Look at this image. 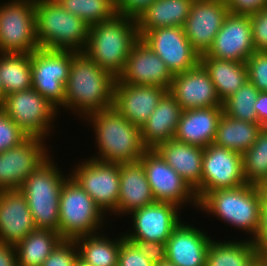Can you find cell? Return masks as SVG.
<instances>
[{"label": "cell", "mask_w": 267, "mask_h": 266, "mask_svg": "<svg viewBox=\"0 0 267 266\" xmlns=\"http://www.w3.org/2000/svg\"><path fill=\"white\" fill-rule=\"evenodd\" d=\"M183 222L166 241V260L175 266H205L212 239L201 228Z\"/></svg>", "instance_id": "cell-22"}, {"label": "cell", "mask_w": 267, "mask_h": 266, "mask_svg": "<svg viewBox=\"0 0 267 266\" xmlns=\"http://www.w3.org/2000/svg\"><path fill=\"white\" fill-rule=\"evenodd\" d=\"M173 76L164 61L139 39L133 45L117 80L125 84L158 86L169 90Z\"/></svg>", "instance_id": "cell-19"}, {"label": "cell", "mask_w": 267, "mask_h": 266, "mask_svg": "<svg viewBox=\"0 0 267 266\" xmlns=\"http://www.w3.org/2000/svg\"><path fill=\"white\" fill-rule=\"evenodd\" d=\"M27 138L26 133L0 109V153L19 145Z\"/></svg>", "instance_id": "cell-40"}, {"label": "cell", "mask_w": 267, "mask_h": 266, "mask_svg": "<svg viewBox=\"0 0 267 266\" xmlns=\"http://www.w3.org/2000/svg\"><path fill=\"white\" fill-rule=\"evenodd\" d=\"M155 150L195 191L201 192L202 159L204 148L170 139Z\"/></svg>", "instance_id": "cell-26"}, {"label": "cell", "mask_w": 267, "mask_h": 266, "mask_svg": "<svg viewBox=\"0 0 267 266\" xmlns=\"http://www.w3.org/2000/svg\"><path fill=\"white\" fill-rule=\"evenodd\" d=\"M139 39L136 18L116 14L112 19L90 26L83 53L117 79Z\"/></svg>", "instance_id": "cell-3"}, {"label": "cell", "mask_w": 267, "mask_h": 266, "mask_svg": "<svg viewBox=\"0 0 267 266\" xmlns=\"http://www.w3.org/2000/svg\"><path fill=\"white\" fill-rule=\"evenodd\" d=\"M246 184L242 155L214 143L204 148L202 159L201 192L198 201L217 189L236 188Z\"/></svg>", "instance_id": "cell-14"}, {"label": "cell", "mask_w": 267, "mask_h": 266, "mask_svg": "<svg viewBox=\"0 0 267 266\" xmlns=\"http://www.w3.org/2000/svg\"><path fill=\"white\" fill-rule=\"evenodd\" d=\"M119 176L118 204L113 215L120 218L155 202L140 161L119 164Z\"/></svg>", "instance_id": "cell-24"}, {"label": "cell", "mask_w": 267, "mask_h": 266, "mask_svg": "<svg viewBox=\"0 0 267 266\" xmlns=\"http://www.w3.org/2000/svg\"><path fill=\"white\" fill-rule=\"evenodd\" d=\"M116 78L85 53L76 52L65 85L64 109L84 119L87 115L113 107Z\"/></svg>", "instance_id": "cell-1"}, {"label": "cell", "mask_w": 267, "mask_h": 266, "mask_svg": "<svg viewBox=\"0 0 267 266\" xmlns=\"http://www.w3.org/2000/svg\"><path fill=\"white\" fill-rule=\"evenodd\" d=\"M223 107H206L183 110L174 139L202 148L214 143L217 125Z\"/></svg>", "instance_id": "cell-25"}, {"label": "cell", "mask_w": 267, "mask_h": 266, "mask_svg": "<svg viewBox=\"0 0 267 266\" xmlns=\"http://www.w3.org/2000/svg\"><path fill=\"white\" fill-rule=\"evenodd\" d=\"M154 0H115L118 14L136 18Z\"/></svg>", "instance_id": "cell-45"}, {"label": "cell", "mask_w": 267, "mask_h": 266, "mask_svg": "<svg viewBox=\"0 0 267 266\" xmlns=\"http://www.w3.org/2000/svg\"><path fill=\"white\" fill-rule=\"evenodd\" d=\"M0 80L4 96L31 89V54L0 53Z\"/></svg>", "instance_id": "cell-33"}, {"label": "cell", "mask_w": 267, "mask_h": 266, "mask_svg": "<svg viewBox=\"0 0 267 266\" xmlns=\"http://www.w3.org/2000/svg\"><path fill=\"white\" fill-rule=\"evenodd\" d=\"M118 266H155L127 239L121 241Z\"/></svg>", "instance_id": "cell-42"}, {"label": "cell", "mask_w": 267, "mask_h": 266, "mask_svg": "<svg viewBox=\"0 0 267 266\" xmlns=\"http://www.w3.org/2000/svg\"><path fill=\"white\" fill-rule=\"evenodd\" d=\"M62 240L58 232L36 228L15 245L17 266H41Z\"/></svg>", "instance_id": "cell-32"}, {"label": "cell", "mask_w": 267, "mask_h": 266, "mask_svg": "<svg viewBox=\"0 0 267 266\" xmlns=\"http://www.w3.org/2000/svg\"><path fill=\"white\" fill-rule=\"evenodd\" d=\"M155 266H175V265L172 264L171 262H169L168 260H164V261L156 264Z\"/></svg>", "instance_id": "cell-52"}, {"label": "cell", "mask_w": 267, "mask_h": 266, "mask_svg": "<svg viewBox=\"0 0 267 266\" xmlns=\"http://www.w3.org/2000/svg\"><path fill=\"white\" fill-rule=\"evenodd\" d=\"M39 48L83 52L90 26L63 9L56 0H35Z\"/></svg>", "instance_id": "cell-5"}, {"label": "cell", "mask_w": 267, "mask_h": 266, "mask_svg": "<svg viewBox=\"0 0 267 266\" xmlns=\"http://www.w3.org/2000/svg\"><path fill=\"white\" fill-rule=\"evenodd\" d=\"M209 244L205 266H246L256 257V246L248 239H233Z\"/></svg>", "instance_id": "cell-34"}, {"label": "cell", "mask_w": 267, "mask_h": 266, "mask_svg": "<svg viewBox=\"0 0 267 266\" xmlns=\"http://www.w3.org/2000/svg\"><path fill=\"white\" fill-rule=\"evenodd\" d=\"M4 92H3V89H2V87H1V80H0V107H1V105H2V103H3V101H4Z\"/></svg>", "instance_id": "cell-53"}, {"label": "cell", "mask_w": 267, "mask_h": 266, "mask_svg": "<svg viewBox=\"0 0 267 266\" xmlns=\"http://www.w3.org/2000/svg\"><path fill=\"white\" fill-rule=\"evenodd\" d=\"M242 165L247 184H267V128H261L256 142L242 154Z\"/></svg>", "instance_id": "cell-35"}, {"label": "cell", "mask_w": 267, "mask_h": 266, "mask_svg": "<svg viewBox=\"0 0 267 266\" xmlns=\"http://www.w3.org/2000/svg\"><path fill=\"white\" fill-rule=\"evenodd\" d=\"M246 266H263L260 259L256 256L250 263H248Z\"/></svg>", "instance_id": "cell-51"}, {"label": "cell", "mask_w": 267, "mask_h": 266, "mask_svg": "<svg viewBox=\"0 0 267 266\" xmlns=\"http://www.w3.org/2000/svg\"><path fill=\"white\" fill-rule=\"evenodd\" d=\"M0 266H17L15 245L0 242Z\"/></svg>", "instance_id": "cell-46"}, {"label": "cell", "mask_w": 267, "mask_h": 266, "mask_svg": "<svg viewBox=\"0 0 267 266\" xmlns=\"http://www.w3.org/2000/svg\"><path fill=\"white\" fill-rule=\"evenodd\" d=\"M200 63L207 70L216 93L223 102L248 81L246 63L200 55Z\"/></svg>", "instance_id": "cell-29"}, {"label": "cell", "mask_w": 267, "mask_h": 266, "mask_svg": "<svg viewBox=\"0 0 267 266\" xmlns=\"http://www.w3.org/2000/svg\"><path fill=\"white\" fill-rule=\"evenodd\" d=\"M256 256L260 259L263 266H267V245H255Z\"/></svg>", "instance_id": "cell-49"}, {"label": "cell", "mask_w": 267, "mask_h": 266, "mask_svg": "<svg viewBox=\"0 0 267 266\" xmlns=\"http://www.w3.org/2000/svg\"><path fill=\"white\" fill-rule=\"evenodd\" d=\"M261 128L258 122L237 120L222 113L214 144L242 155L256 142Z\"/></svg>", "instance_id": "cell-30"}, {"label": "cell", "mask_w": 267, "mask_h": 266, "mask_svg": "<svg viewBox=\"0 0 267 266\" xmlns=\"http://www.w3.org/2000/svg\"><path fill=\"white\" fill-rule=\"evenodd\" d=\"M128 241L132 242L155 265L166 260V243L144 240Z\"/></svg>", "instance_id": "cell-43"}, {"label": "cell", "mask_w": 267, "mask_h": 266, "mask_svg": "<svg viewBox=\"0 0 267 266\" xmlns=\"http://www.w3.org/2000/svg\"><path fill=\"white\" fill-rule=\"evenodd\" d=\"M254 108L257 113L258 123L262 128H267V92H259Z\"/></svg>", "instance_id": "cell-47"}, {"label": "cell", "mask_w": 267, "mask_h": 266, "mask_svg": "<svg viewBox=\"0 0 267 266\" xmlns=\"http://www.w3.org/2000/svg\"><path fill=\"white\" fill-rule=\"evenodd\" d=\"M198 209L250 234L247 238L250 241H254L259 232L262 201L258 186L246 183L236 188L207 192L198 201Z\"/></svg>", "instance_id": "cell-4"}, {"label": "cell", "mask_w": 267, "mask_h": 266, "mask_svg": "<svg viewBox=\"0 0 267 266\" xmlns=\"http://www.w3.org/2000/svg\"><path fill=\"white\" fill-rule=\"evenodd\" d=\"M68 13L89 26L112 19L117 13L115 0H56Z\"/></svg>", "instance_id": "cell-36"}, {"label": "cell", "mask_w": 267, "mask_h": 266, "mask_svg": "<svg viewBox=\"0 0 267 266\" xmlns=\"http://www.w3.org/2000/svg\"><path fill=\"white\" fill-rule=\"evenodd\" d=\"M180 207L167 202H154L131 212L133 231L123 232L127 240L166 243L173 230L183 220Z\"/></svg>", "instance_id": "cell-16"}, {"label": "cell", "mask_w": 267, "mask_h": 266, "mask_svg": "<svg viewBox=\"0 0 267 266\" xmlns=\"http://www.w3.org/2000/svg\"><path fill=\"white\" fill-rule=\"evenodd\" d=\"M193 0H154L137 17L138 34L160 27L184 26Z\"/></svg>", "instance_id": "cell-28"}, {"label": "cell", "mask_w": 267, "mask_h": 266, "mask_svg": "<svg viewBox=\"0 0 267 266\" xmlns=\"http://www.w3.org/2000/svg\"><path fill=\"white\" fill-rule=\"evenodd\" d=\"M0 4V53L31 54L39 49L35 0H8Z\"/></svg>", "instance_id": "cell-9"}, {"label": "cell", "mask_w": 267, "mask_h": 266, "mask_svg": "<svg viewBox=\"0 0 267 266\" xmlns=\"http://www.w3.org/2000/svg\"><path fill=\"white\" fill-rule=\"evenodd\" d=\"M245 63L248 81L260 92H267V53L255 51Z\"/></svg>", "instance_id": "cell-38"}, {"label": "cell", "mask_w": 267, "mask_h": 266, "mask_svg": "<svg viewBox=\"0 0 267 266\" xmlns=\"http://www.w3.org/2000/svg\"><path fill=\"white\" fill-rule=\"evenodd\" d=\"M79 250L74 240H62L41 266H75Z\"/></svg>", "instance_id": "cell-39"}, {"label": "cell", "mask_w": 267, "mask_h": 266, "mask_svg": "<svg viewBox=\"0 0 267 266\" xmlns=\"http://www.w3.org/2000/svg\"><path fill=\"white\" fill-rule=\"evenodd\" d=\"M73 166L70 175L94 200L105 215L114 214L119 196V164L107 163L93 158Z\"/></svg>", "instance_id": "cell-12"}, {"label": "cell", "mask_w": 267, "mask_h": 266, "mask_svg": "<svg viewBox=\"0 0 267 266\" xmlns=\"http://www.w3.org/2000/svg\"><path fill=\"white\" fill-rule=\"evenodd\" d=\"M140 39L164 61L173 75L188 71L200 62V55L192 48L182 27L148 30Z\"/></svg>", "instance_id": "cell-15"}, {"label": "cell", "mask_w": 267, "mask_h": 266, "mask_svg": "<svg viewBox=\"0 0 267 266\" xmlns=\"http://www.w3.org/2000/svg\"><path fill=\"white\" fill-rule=\"evenodd\" d=\"M104 233L105 230L75 239L79 258L92 266H118L119 251L124 234L111 239L108 234L104 235Z\"/></svg>", "instance_id": "cell-31"}, {"label": "cell", "mask_w": 267, "mask_h": 266, "mask_svg": "<svg viewBox=\"0 0 267 266\" xmlns=\"http://www.w3.org/2000/svg\"><path fill=\"white\" fill-rule=\"evenodd\" d=\"M75 266H92V265H89L87 263H85L83 260H81L80 258L76 261V264Z\"/></svg>", "instance_id": "cell-54"}, {"label": "cell", "mask_w": 267, "mask_h": 266, "mask_svg": "<svg viewBox=\"0 0 267 266\" xmlns=\"http://www.w3.org/2000/svg\"><path fill=\"white\" fill-rule=\"evenodd\" d=\"M182 111L181 106L167 91L140 129L143 145L147 149H155L159 144L173 139Z\"/></svg>", "instance_id": "cell-27"}, {"label": "cell", "mask_w": 267, "mask_h": 266, "mask_svg": "<svg viewBox=\"0 0 267 266\" xmlns=\"http://www.w3.org/2000/svg\"><path fill=\"white\" fill-rule=\"evenodd\" d=\"M254 52L250 16L229 12L205 54L217 59L245 63Z\"/></svg>", "instance_id": "cell-18"}, {"label": "cell", "mask_w": 267, "mask_h": 266, "mask_svg": "<svg viewBox=\"0 0 267 266\" xmlns=\"http://www.w3.org/2000/svg\"><path fill=\"white\" fill-rule=\"evenodd\" d=\"M0 109L28 137L44 140L54 131V121L59 116L58 110L34 88L8 94L4 97Z\"/></svg>", "instance_id": "cell-8"}, {"label": "cell", "mask_w": 267, "mask_h": 266, "mask_svg": "<svg viewBox=\"0 0 267 266\" xmlns=\"http://www.w3.org/2000/svg\"><path fill=\"white\" fill-rule=\"evenodd\" d=\"M228 13L225 0H193L183 29L192 48L199 55L210 49Z\"/></svg>", "instance_id": "cell-17"}, {"label": "cell", "mask_w": 267, "mask_h": 266, "mask_svg": "<svg viewBox=\"0 0 267 266\" xmlns=\"http://www.w3.org/2000/svg\"><path fill=\"white\" fill-rule=\"evenodd\" d=\"M168 91L182 110L222 107L209 73L200 62L188 71L175 74Z\"/></svg>", "instance_id": "cell-20"}, {"label": "cell", "mask_w": 267, "mask_h": 266, "mask_svg": "<svg viewBox=\"0 0 267 266\" xmlns=\"http://www.w3.org/2000/svg\"><path fill=\"white\" fill-rule=\"evenodd\" d=\"M253 242L255 245H267V215H261L260 229Z\"/></svg>", "instance_id": "cell-48"}, {"label": "cell", "mask_w": 267, "mask_h": 266, "mask_svg": "<svg viewBox=\"0 0 267 266\" xmlns=\"http://www.w3.org/2000/svg\"><path fill=\"white\" fill-rule=\"evenodd\" d=\"M228 10L235 14L249 15L267 6V0H225Z\"/></svg>", "instance_id": "cell-44"}, {"label": "cell", "mask_w": 267, "mask_h": 266, "mask_svg": "<svg viewBox=\"0 0 267 266\" xmlns=\"http://www.w3.org/2000/svg\"><path fill=\"white\" fill-rule=\"evenodd\" d=\"M94 129L99 161L122 164L139 161L147 150L140 128L123 117L114 107L91 113L83 119Z\"/></svg>", "instance_id": "cell-2"}, {"label": "cell", "mask_w": 267, "mask_h": 266, "mask_svg": "<svg viewBox=\"0 0 267 266\" xmlns=\"http://www.w3.org/2000/svg\"><path fill=\"white\" fill-rule=\"evenodd\" d=\"M26 196L19 189L0 191V242L16 245L35 230Z\"/></svg>", "instance_id": "cell-23"}, {"label": "cell", "mask_w": 267, "mask_h": 266, "mask_svg": "<svg viewBox=\"0 0 267 266\" xmlns=\"http://www.w3.org/2000/svg\"><path fill=\"white\" fill-rule=\"evenodd\" d=\"M75 53L46 48H39L31 53L32 88L58 111H61L60 108L64 109L65 85Z\"/></svg>", "instance_id": "cell-10"}, {"label": "cell", "mask_w": 267, "mask_h": 266, "mask_svg": "<svg viewBox=\"0 0 267 266\" xmlns=\"http://www.w3.org/2000/svg\"><path fill=\"white\" fill-rule=\"evenodd\" d=\"M51 156L23 182L20 191L26 196L37 229L59 233V201L62 186L70 176L63 172Z\"/></svg>", "instance_id": "cell-6"}, {"label": "cell", "mask_w": 267, "mask_h": 266, "mask_svg": "<svg viewBox=\"0 0 267 266\" xmlns=\"http://www.w3.org/2000/svg\"><path fill=\"white\" fill-rule=\"evenodd\" d=\"M139 161L143 165L156 202L172 203L181 209L186 204V208L194 205L192 207L198 210V199L195 191L164 161L155 149H147Z\"/></svg>", "instance_id": "cell-11"}, {"label": "cell", "mask_w": 267, "mask_h": 266, "mask_svg": "<svg viewBox=\"0 0 267 266\" xmlns=\"http://www.w3.org/2000/svg\"><path fill=\"white\" fill-rule=\"evenodd\" d=\"M45 144L42 138L28 137L0 153V191L20 189L25 179L52 156Z\"/></svg>", "instance_id": "cell-13"}, {"label": "cell", "mask_w": 267, "mask_h": 266, "mask_svg": "<svg viewBox=\"0 0 267 266\" xmlns=\"http://www.w3.org/2000/svg\"><path fill=\"white\" fill-rule=\"evenodd\" d=\"M258 187L260 190L261 201H262V214L261 215H267V184H263Z\"/></svg>", "instance_id": "cell-50"}, {"label": "cell", "mask_w": 267, "mask_h": 266, "mask_svg": "<svg viewBox=\"0 0 267 266\" xmlns=\"http://www.w3.org/2000/svg\"><path fill=\"white\" fill-rule=\"evenodd\" d=\"M106 217L91 196L70 175L65 180L60 193L59 234L61 238L75 240L102 232L105 227L103 222L108 219Z\"/></svg>", "instance_id": "cell-7"}, {"label": "cell", "mask_w": 267, "mask_h": 266, "mask_svg": "<svg viewBox=\"0 0 267 266\" xmlns=\"http://www.w3.org/2000/svg\"><path fill=\"white\" fill-rule=\"evenodd\" d=\"M259 90L249 81L222 102L223 113L246 122H258L254 103Z\"/></svg>", "instance_id": "cell-37"}, {"label": "cell", "mask_w": 267, "mask_h": 266, "mask_svg": "<svg viewBox=\"0 0 267 266\" xmlns=\"http://www.w3.org/2000/svg\"><path fill=\"white\" fill-rule=\"evenodd\" d=\"M167 91V89L158 86L120 83L116 79L113 107L123 117L141 129Z\"/></svg>", "instance_id": "cell-21"}, {"label": "cell", "mask_w": 267, "mask_h": 266, "mask_svg": "<svg viewBox=\"0 0 267 266\" xmlns=\"http://www.w3.org/2000/svg\"><path fill=\"white\" fill-rule=\"evenodd\" d=\"M252 26V41L255 51L267 50V6L249 14Z\"/></svg>", "instance_id": "cell-41"}]
</instances>
